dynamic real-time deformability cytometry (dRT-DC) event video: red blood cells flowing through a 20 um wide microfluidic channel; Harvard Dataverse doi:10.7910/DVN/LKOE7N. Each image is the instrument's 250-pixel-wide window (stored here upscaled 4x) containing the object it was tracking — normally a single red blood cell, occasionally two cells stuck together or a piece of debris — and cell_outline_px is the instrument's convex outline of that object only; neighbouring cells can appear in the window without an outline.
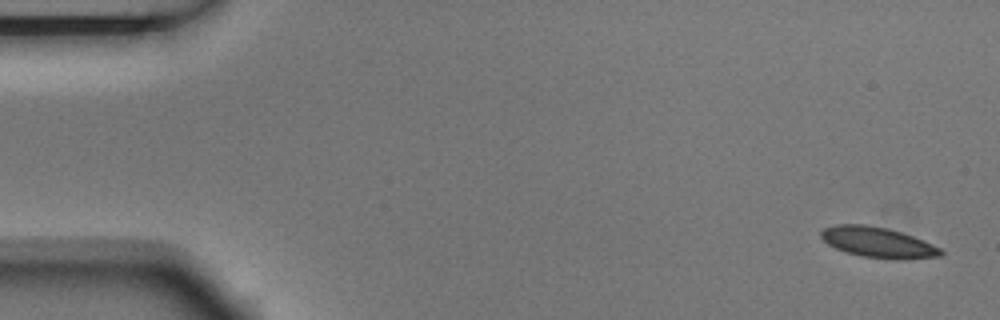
{"species": "Egyptian fruit bat (a non-hibernating species)", "species_latin": "Rousettus aegyptiacus", "temperature_condition": "room temperature", "stored_images_in_passage": 4, "camera_frame_rate_fps": 3000, "um_per_image_px": 0.085, "animal": {"sex": "male"}, "frame": {"image": 1, "passage_image": 1, "time_ms": 0.0, "image_size_px": [1000, 320], "cell_outline_px": [[944, 252], [940, 256], [900, 260], [892, 260], [860, 256], [836, 248], [828, 244], [820, 236], [820, 232], [824, 228], [836, 224], [868, 224], [888, 228], [912, 236], [932, 244], [940, 248]], "centroid_in_image_um": [74.61, 20.6], "position_along_channel_um": 10.4, "area_um2": 21.33}}
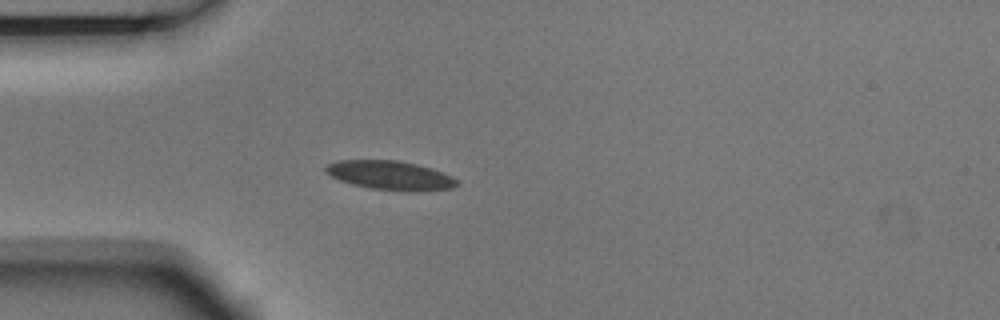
{"frame": {"image": 2, "passage_image": 4, "time_ms": 1.0, "image_size_px": [1000, 320], "cell_outline_px": [[460, 184], [452, 188], [420, 192], [408, 192], [372, 188], [352, 184], [340, 180], [332, 176], [324, 168], [328, 164], [336, 160], [396, 160], [416, 164], [432, 168], [452, 176], [460, 180]], "centroid_in_image_um": [33.25, 14.91], "position_along_channel_um": 51.8, "area_um2": 22.37}}